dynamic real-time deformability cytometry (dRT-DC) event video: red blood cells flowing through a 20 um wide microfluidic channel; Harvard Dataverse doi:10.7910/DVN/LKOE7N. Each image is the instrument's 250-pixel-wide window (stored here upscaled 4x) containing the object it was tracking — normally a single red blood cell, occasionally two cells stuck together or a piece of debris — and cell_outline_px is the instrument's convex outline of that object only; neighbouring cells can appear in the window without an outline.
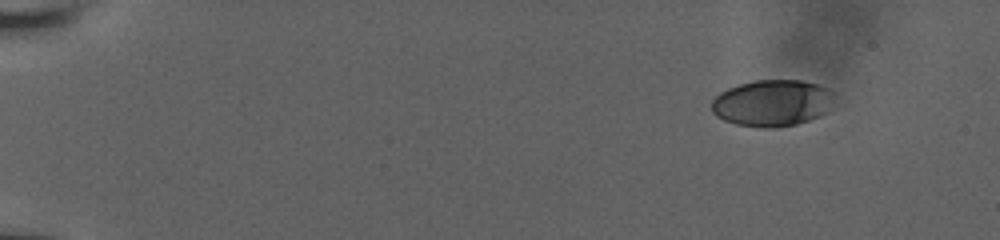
{"species": "human", "species_latin": "Homo sapiens", "temperature_condition": "room temperature", "stored_images_in_passage": 31, "camera_frame_rate_fps": 3000, "um_per_image_px": 0.085, "donor": {"sex": "male"}, "frame": {"image": 1, "passage_image": 1, "time_ms": 0.0, "image_size_px": [1000, 240], "cell_outline_px": [[836, 92], [832, 108], [828, 112], [820, 116], [796, 124], [772, 128], [760, 128], [736, 124], [724, 120], [716, 116], [712, 112], [712, 100], [720, 92], [728, 88], [740, 84], [756, 80], [804, 80], [828, 88]], "centroid_in_image_um": [65.69, 8.76], "position_along_channel_um": 19.3, "area_um2": 33.76}}
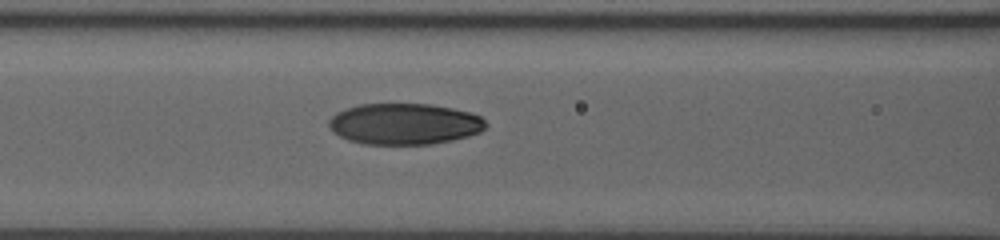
{"frame": {"image": 2, "passage_image": 18, "time_ms": 6.667, "image_size_px": [1000, 240], "cell_outline_px": [[488, 124], [480, 132], [468, 136], [452, 140], [432, 144], [364, 144], [348, 140], [332, 132], [328, 124], [328, 120], [336, 112], [344, 108], [360, 104], [432, 104], [472, 112], [480, 116]], "centroid_in_image_um": [34.36, 10.53], "position_along_channel_um": 132.2, "area_um2": 37.92}}
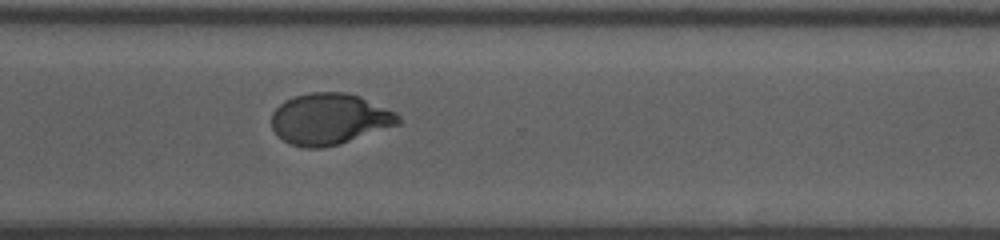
{"frame": {"image": 3, "passage_image": 31, "time_ms": 12.0, "image_size_px": [1000, 240], "cell_outline_px": [[404, 120], [400, 124], [340, 144], [320, 148], [304, 148], [288, 144], [272, 128], [272, 112], [284, 100], [308, 92], [344, 92], [360, 96], [396, 112]], "centroid_in_image_um": [28.03, 10.12], "position_along_channel_um": 342.6, "area_um2": 38.03}}